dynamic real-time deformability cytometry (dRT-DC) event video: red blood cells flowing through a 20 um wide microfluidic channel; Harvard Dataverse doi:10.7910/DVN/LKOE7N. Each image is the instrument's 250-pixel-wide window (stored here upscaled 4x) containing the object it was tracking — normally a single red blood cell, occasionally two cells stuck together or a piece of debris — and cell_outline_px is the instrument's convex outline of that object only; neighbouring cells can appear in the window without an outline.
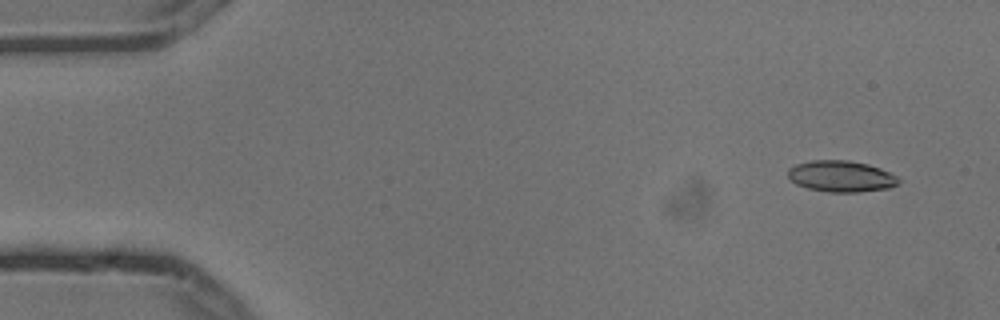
{"species": "common noctule bat (a hibernating species)", "species_latin": "Nyctalus noctula", "temperature_condition": "cold", "stored_images_in_passage": 7, "camera_frame_rate_fps": 3000, "um_per_image_px": 0.085, "animal": {"sex": "male", "body_mass_g": 13.3}, "frame": {"image": 1, "passage_image": 2, "time_ms": 0.333, "image_size_px": [1000, 320], "cell_outline_px": [[900, 180], [892, 188], [860, 192], [828, 192], [808, 188], [796, 184], [788, 176], [788, 168], [796, 164], [812, 160], [848, 160], [868, 164], [880, 168], [896, 176]], "centroid_in_image_um": [71.5, 14.99], "position_along_channel_um": 13.5, "area_um2": 20.17}}
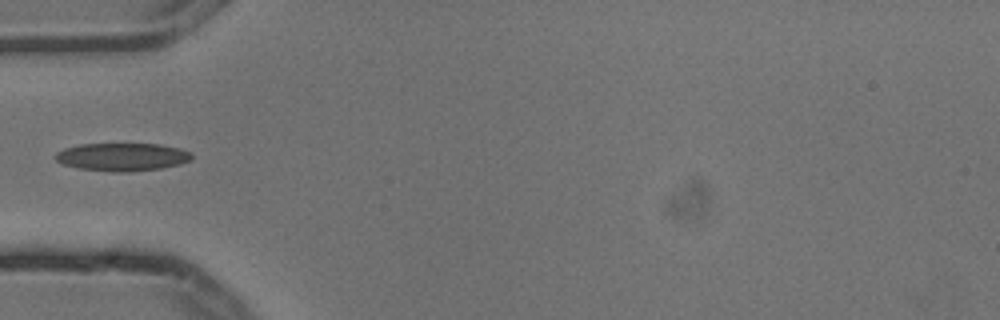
{"frame": {"image": 2, "passage_image": 6, "time_ms": 1.667, "image_size_px": [1000, 320], "cell_outline_px": [[192, 160], [180, 164], [160, 168], [128, 172], [112, 172], [80, 168], [64, 164], [56, 160], [56, 152], [64, 148], [80, 144], [160, 144], [180, 148], [188, 152], [192, 156]], "centroid_in_image_um": [10.4, 13.33], "position_along_channel_um": 74.6, "area_um2": 22.08}}
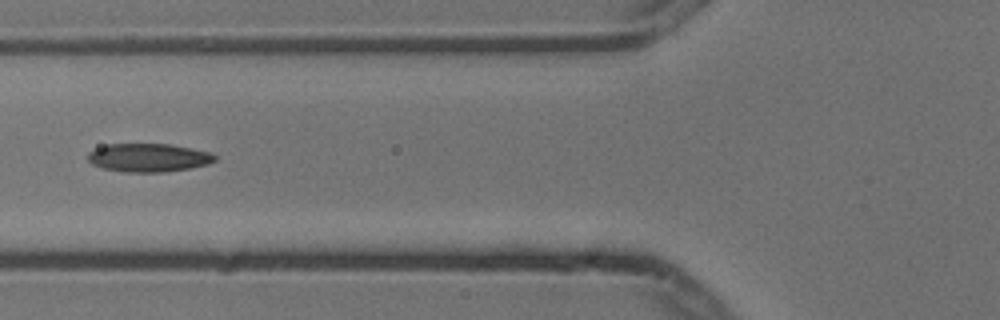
{"frame": {"image": 3, "passage_image": 7, "time_ms": 2.0, "image_size_px": [1000, 320], "cell_outline_px": [[216, 160], [208, 164], [188, 168], [164, 172], [124, 172], [104, 168], [92, 164], [88, 160], [88, 152], [96, 148], [108, 144], [168, 144], [208, 152], [216, 156]], "centroid_in_image_um": [12.59, 13.4], "position_along_channel_um": 113.2, "area_um2": 20.75}}